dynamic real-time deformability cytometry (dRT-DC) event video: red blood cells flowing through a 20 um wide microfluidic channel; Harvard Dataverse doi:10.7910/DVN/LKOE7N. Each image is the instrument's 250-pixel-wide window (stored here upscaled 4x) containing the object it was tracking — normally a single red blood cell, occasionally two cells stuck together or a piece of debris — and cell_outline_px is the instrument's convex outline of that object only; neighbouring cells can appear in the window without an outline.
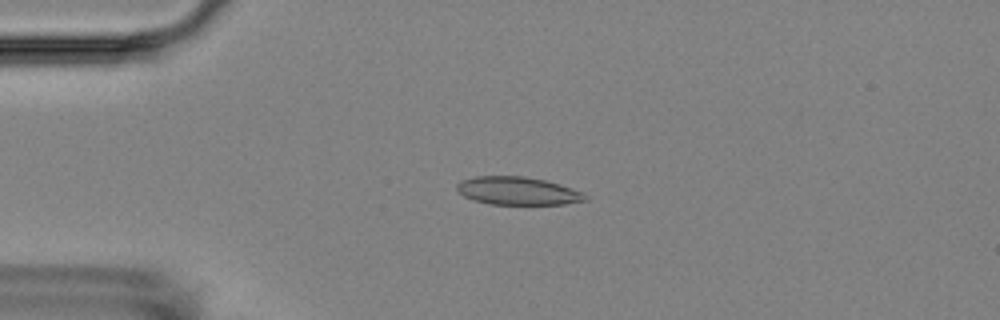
{"species": "Egyptian fruit bat (a non-hibernating species)", "species_latin": "Rousettus aegyptiacus", "temperature_condition": "room temperature", "stored_images_in_passage": 4, "camera_frame_rate_fps": 3000, "um_per_image_px": 0.085, "animal": {"sex": "female"}, "frame": {"image": 1, "passage_image": 4, "time_ms": 3.333, "image_size_px": [1000, 320], "cell_outline_px": [[588, 200], [564, 204], [488, 204], [472, 200], [464, 196], [456, 188], [456, 184], [460, 180], [476, 176], [524, 176], [544, 180], [560, 184], [584, 192], [588, 196]], "centroid_in_image_um": [44.01, 16.22], "position_along_channel_um": 41.0, "area_um2": 21.1}}